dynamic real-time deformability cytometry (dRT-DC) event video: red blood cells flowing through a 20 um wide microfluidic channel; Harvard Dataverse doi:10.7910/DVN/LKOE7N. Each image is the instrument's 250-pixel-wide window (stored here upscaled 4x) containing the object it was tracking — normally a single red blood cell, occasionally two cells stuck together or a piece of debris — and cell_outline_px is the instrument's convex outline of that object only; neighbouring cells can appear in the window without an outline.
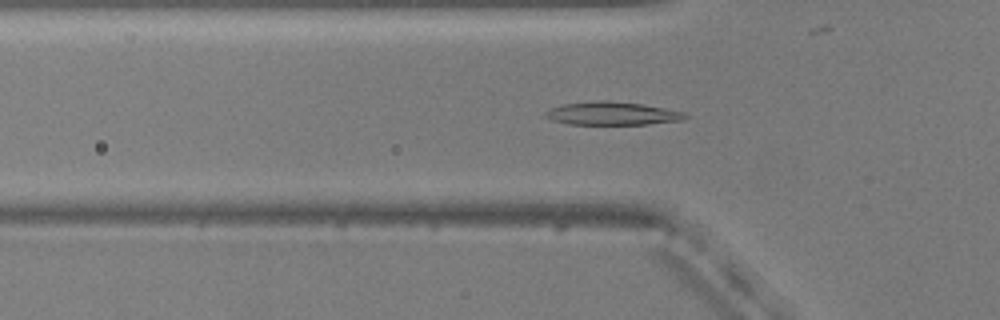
{"species": "common noctule bat (a hibernating species)", "species_latin": "Nyctalus noctula", "temperature_condition": "warm", "stored_images_in_passage": 42, "camera_frame_rate_fps": 3000, "um_per_image_px": 0.085, "animal": {"sex": "male", "body_mass_g": 20.5, "forearm_length_mm": 52.5}, "frame": {"image": 1, "passage_image": 10, "time_ms": 3.0, "image_size_px": [1000, 320], "cell_outline_px": [[688, 116], [684, 120], [648, 124], [568, 124], [552, 120], [544, 116], [544, 112], [548, 108], [560, 104], [592, 100], [604, 100], [640, 104], [664, 108], [684, 112]], "centroid_in_image_um": [51.96, 9.64], "position_along_channel_um": 73.8, "area_um2": 19.02}}
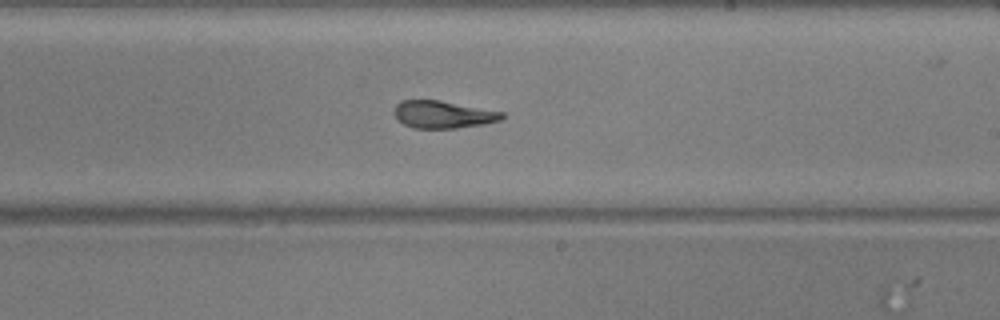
{"frame": {"image": 2, "passage_image": 24, "time_ms": 7.667, "image_size_px": [1000, 320], "cell_outline_px": [[504, 116], [500, 120], [484, 124], [456, 128], [412, 128], [404, 124], [392, 112], [396, 104], [400, 100], [440, 100], [504, 112]], "centroid_in_image_um": [37.64, 9.72], "position_along_channel_um": 251.4, "area_um2": 17.22}}
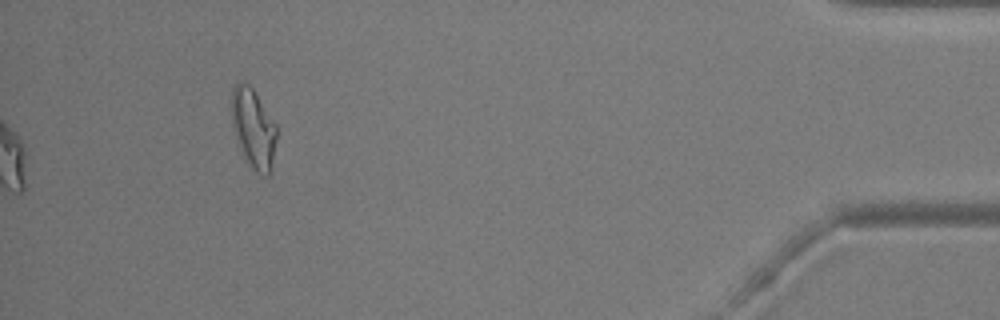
{"frame": {"image": 3, "passage_image": 42, "time_ms": 13.667, "image_size_px": [1000, 320], "cell_outline_px": [[276, 140], [272, 172], [268, 176], [264, 176], [256, 172], [244, 160], [236, 140], [232, 124], [232, 88], [240, 80], [248, 84], [252, 88], [276, 124]], "centroid_in_image_um": [21.54, 10.97], "position_along_channel_um": 413.7, "area_um2": 21.1}, "authors_computed_cell_mechanics": {"area_um2": 18.2359, "velocity_mm_per_s": 3.7738, "shape_relaxation_time_tau1_ms": 3.8863, "shape_relaxation_time_tau2_ms": 2.6064, "deformation_change_tau1": 0.1894, "deformation_change_tau2": 0.0819}}